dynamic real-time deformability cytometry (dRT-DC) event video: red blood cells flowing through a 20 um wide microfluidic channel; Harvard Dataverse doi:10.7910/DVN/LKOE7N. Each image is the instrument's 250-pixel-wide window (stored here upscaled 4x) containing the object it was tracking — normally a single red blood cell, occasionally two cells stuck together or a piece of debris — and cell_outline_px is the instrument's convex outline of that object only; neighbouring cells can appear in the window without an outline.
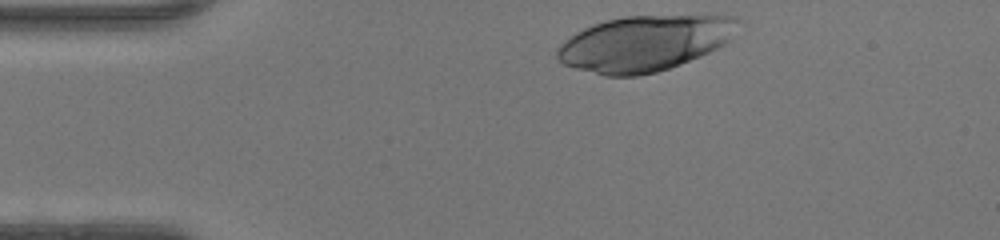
{"species": "human", "species_latin": "Homo sapiens", "temperature_condition": "warm", "stored_images_in_passage": 31, "camera_frame_rate_fps": 3000, "um_per_image_px": 0.085, "donor": {"sex": "female"}, "frame": {"image": 1, "passage_image": 1, "time_ms": 0.0, "image_size_px": [1000, 240], "cell_outline_px": [[744, 20], [728, 40], [724, 44], [700, 56], [680, 64], [656, 72], [636, 76], [604, 76], [576, 68], [564, 64], [556, 60], [556, 48], [564, 40], [576, 32], [592, 24], [604, 20], [624, 16], [736, 16]], "centroid_in_image_um": [54.76, 3.68], "position_along_channel_um": 30.2, "area_um2": 58.55}}